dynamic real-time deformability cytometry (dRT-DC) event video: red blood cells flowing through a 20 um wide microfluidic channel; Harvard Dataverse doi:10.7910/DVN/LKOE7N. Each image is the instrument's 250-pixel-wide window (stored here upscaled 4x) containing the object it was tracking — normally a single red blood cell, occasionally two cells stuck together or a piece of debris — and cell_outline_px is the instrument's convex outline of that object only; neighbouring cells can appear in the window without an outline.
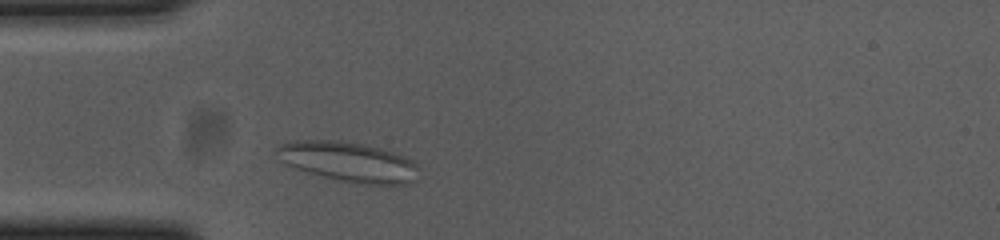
{"species": "common noctule bat (a hibernating species)", "species_latin": "Nyctalus noctula", "temperature_condition": "cold", "stored_images_in_passage": 31, "camera_frame_rate_fps": 3000, "um_per_image_px": 0.085, "animal": {"sex": "female", "body_mass_g": 23.0, "forearm_length_mm": 53.4}, "frame": {"image": 1, "passage_image": 1, "time_ms": 0.0, "image_size_px": [1000, 240], "cell_outline_px": [[420, 168], [416, 180], [412, 184], [364, 184], [340, 180], [324, 176], [296, 168], [284, 164], [280, 160], [276, 152], [276, 148], [280, 144], [296, 140], [340, 140], [380, 148], [396, 152], [412, 160]], "centroid_in_image_um": [29.66, 13.75], "position_along_channel_um": 55.3, "area_um2": 33.0}}
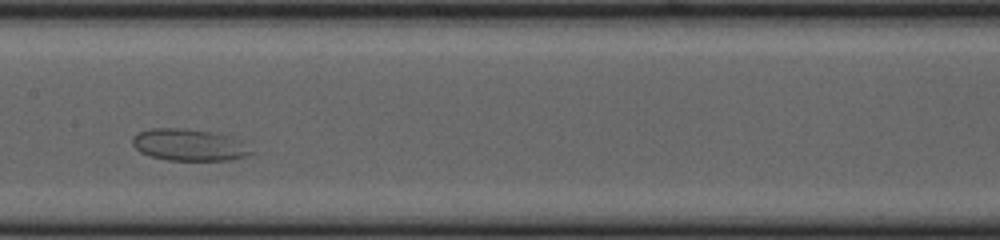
{"frame": {"image": 2, "passage_image": 13, "time_ms": 4.0, "image_size_px": [1000, 240], "cell_outline_px": [[252, 152], [244, 156], [228, 160], [168, 160], [152, 156], [140, 152], [132, 144], [132, 136], [136, 132], [152, 128], [184, 128], [212, 132], [232, 136], [248, 140]], "centroid_in_image_um": [16.11, 12.29], "position_along_channel_um": 191.3, "area_um2": 22.37}}
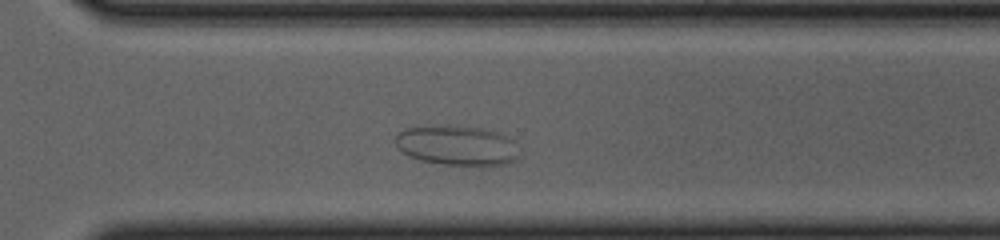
{"frame": {"image": 3, "passage_image": 25, "time_ms": 8.0, "image_size_px": [1000, 240], "cell_outline_px": [[520, 156], [516, 160], [508, 164], [444, 164], [420, 160], [408, 156], [396, 144], [396, 136], [404, 128], [432, 124], [480, 128], [500, 132], [516, 140]], "centroid_in_image_um": [38.89, 12.33], "position_along_channel_um": 331.7, "area_um2": 28.96}}